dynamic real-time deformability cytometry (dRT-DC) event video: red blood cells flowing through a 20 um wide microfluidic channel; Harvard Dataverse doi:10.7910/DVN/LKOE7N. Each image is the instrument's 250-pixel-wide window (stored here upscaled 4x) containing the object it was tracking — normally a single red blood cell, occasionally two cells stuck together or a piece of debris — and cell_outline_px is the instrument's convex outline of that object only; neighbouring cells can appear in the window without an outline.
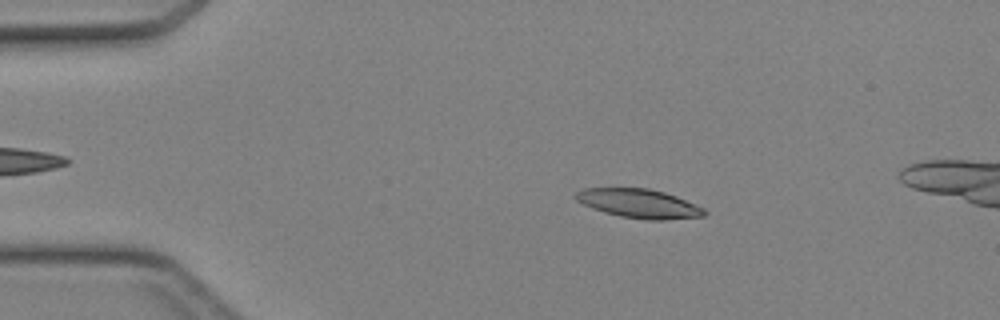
{"species": "Egyptian fruit bat (a non-hibernating species)", "species_latin": "Rousettus aegyptiacus", "temperature_condition": "cold", "stored_images_in_passage": 46, "camera_frame_rate_fps": 3000, "um_per_image_px": 0.085, "animal": {"sex": "female"}, "frame": {"image": 1, "passage_image": 8, "time_ms": 2.333, "image_size_px": [1000, 320], "cell_outline_px": [[708, 212], [704, 216], [664, 220], [648, 220], [620, 216], [604, 212], [592, 208], [576, 200], [572, 196], [576, 192], [584, 188], [648, 188], [664, 192], [676, 196], [704, 208]], "centroid_in_image_um": [54.31, 17.3], "position_along_channel_um": 30.7, "area_um2": 21.73}}
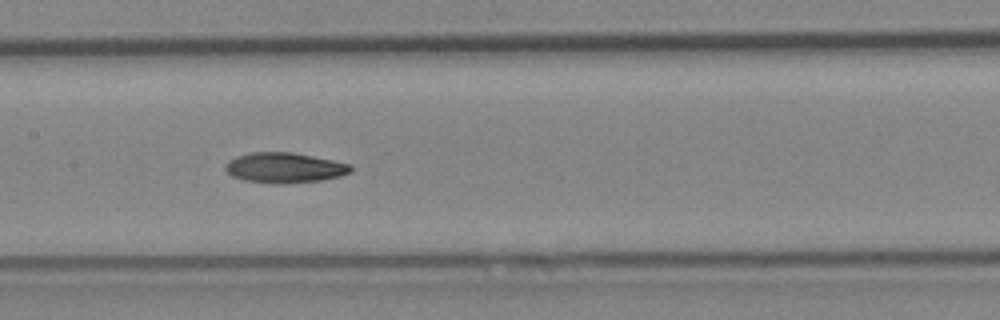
{"frame": {"image": 2, "passage_image": 22, "time_ms": 7.0, "image_size_px": [1000, 320], "cell_outline_px": [[352, 172], [340, 176], [320, 180], [284, 184], [272, 184], [244, 180], [232, 176], [224, 168], [224, 164], [228, 160], [236, 156], [252, 152], [292, 152], [352, 164]], "centroid_in_image_um": [24.17, 14.26], "position_along_channel_um": 183.2, "area_um2": 22.25}}
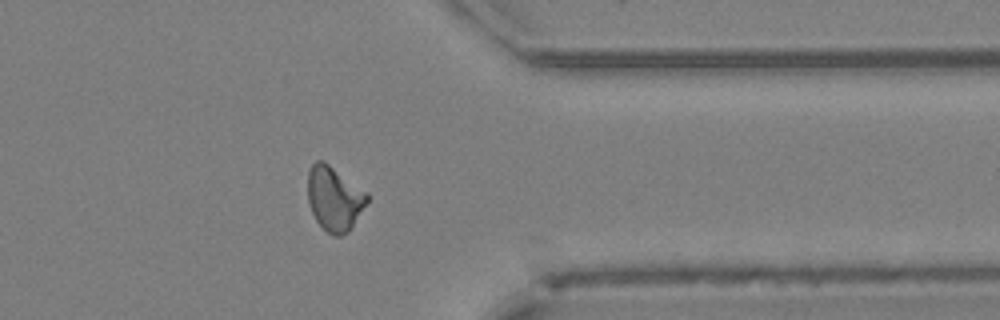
{"frame": {"image": 3, "passage_image": 36, "time_ms": 11.667, "image_size_px": [1000, 320], "cell_outline_px": [[368, 200], [348, 232], [340, 236], [332, 236], [316, 220], [308, 204], [308, 172], [312, 164], [316, 160], [324, 160], [368, 192]], "centroid_in_image_um": [28.41, 16.85], "position_along_channel_um": 383.0, "area_um2": 22.25}}